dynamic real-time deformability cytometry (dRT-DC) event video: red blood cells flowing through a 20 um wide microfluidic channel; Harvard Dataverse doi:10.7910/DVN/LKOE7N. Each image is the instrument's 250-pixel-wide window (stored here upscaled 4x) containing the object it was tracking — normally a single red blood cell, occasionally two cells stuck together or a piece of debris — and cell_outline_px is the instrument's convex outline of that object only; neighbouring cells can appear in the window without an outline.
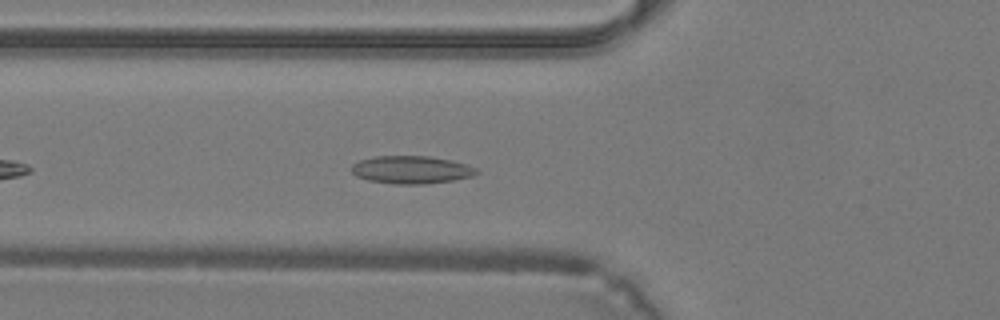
{"species": "common noctule bat (a hibernating species)", "species_latin": "Nyctalus noctula", "temperature_condition": "warm", "stored_images_in_passage": 29, "camera_frame_rate_fps": 3000, "um_per_image_px": 0.085, "animal": {"sex": "male", "body_mass_g": 19.2, "forearm_length_mm": 51.8}, "frame": {"image": 1, "passage_image": 5, "time_ms": 1.333, "image_size_px": [1000, 320], "cell_outline_px": [[480, 172], [472, 176], [452, 180], [424, 184], [396, 184], [368, 180], [356, 176], [352, 172], [352, 164], [360, 160], [376, 156], [428, 156], [468, 164], [476, 168]], "centroid_in_image_um": [34.96, 14.43], "position_along_channel_um": 90.8, "area_um2": 20.11}}
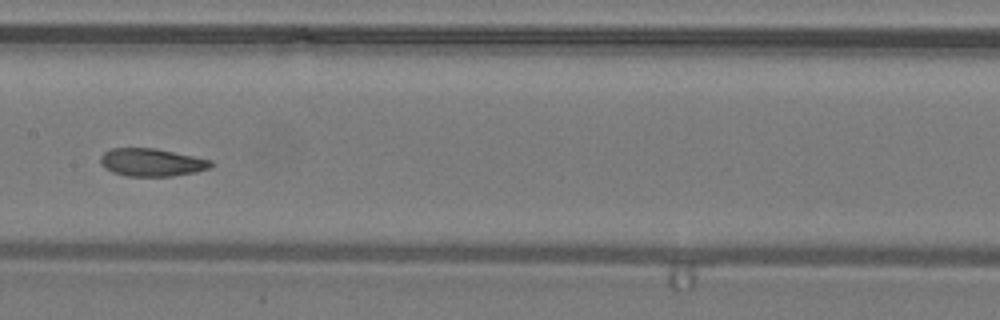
{"frame": {"image": 2, "passage_image": 11, "time_ms": 3.333, "image_size_px": [1000, 320], "cell_outline_px": [[216, 164], [208, 168], [196, 172], [172, 176], [128, 176], [112, 172], [104, 168], [100, 164], [100, 156], [104, 152], [112, 148], [156, 148], [212, 160]], "centroid_in_image_um": [12.89, 13.8], "position_along_channel_um": 194.5, "area_um2": 18.03}}
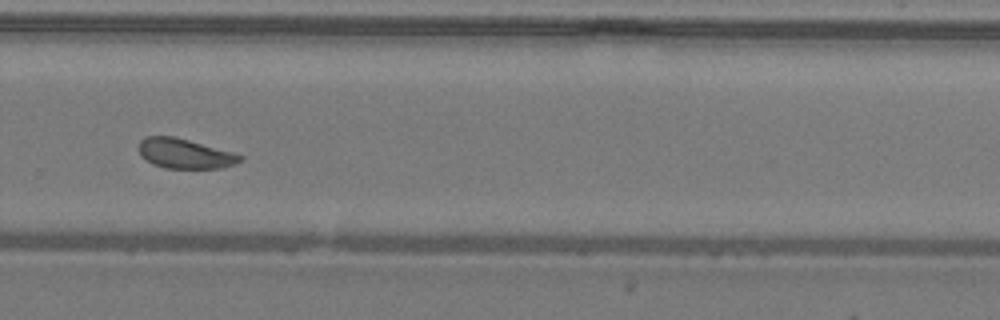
{"frame": {"image": 3, "passage_image": 18, "time_ms": 5.667, "image_size_px": [1000, 320], "cell_outline_px": [[244, 160], [236, 164], [224, 168], [164, 168], [152, 164], [140, 156], [136, 148], [140, 140], [144, 136], [172, 136], [188, 140], [232, 152], [244, 156]], "centroid_in_image_um": [15.68, 13.06], "position_along_channel_um": 314.1, "area_um2": 17.86}}